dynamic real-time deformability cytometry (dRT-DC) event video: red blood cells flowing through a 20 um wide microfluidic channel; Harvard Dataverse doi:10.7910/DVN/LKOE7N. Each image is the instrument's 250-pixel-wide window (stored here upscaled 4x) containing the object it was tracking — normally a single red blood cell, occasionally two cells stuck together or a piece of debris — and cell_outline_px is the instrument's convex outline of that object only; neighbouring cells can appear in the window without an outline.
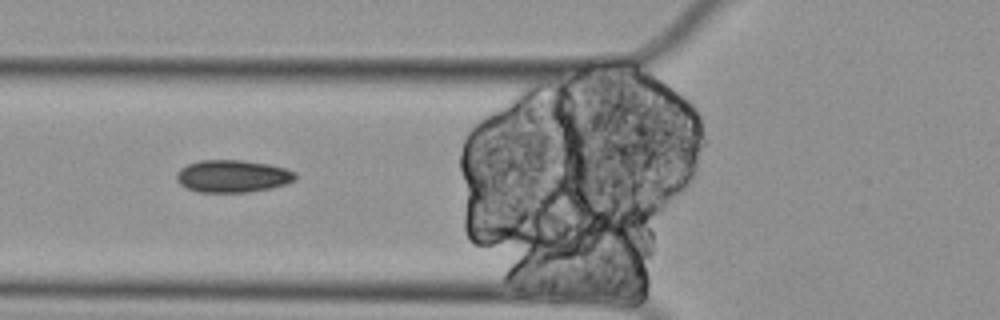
{"species": "Egyptian fruit bat (a non-hibernating species)", "species_latin": "Rousettus aegyptiacus", "temperature_condition": "cold", "stored_images_in_passage": 10, "segment_of_instrument_passage": [1, 2], "camera_frame_rate_fps": 3000, "um_per_image_px": 0.085, "animal": {"sex": "female"}, "frame": {"image": 1, "passage_image": 6, "time_ms": 1.667, "image_size_px": [1000, 320], "cell_outline_px": [[296, 180], [288, 184], [272, 188], [248, 192], [200, 192], [188, 188], [180, 184], [176, 180], [176, 172], [180, 168], [188, 164], [200, 160], [244, 160], [268, 164], [284, 168], [296, 172]], "centroid_in_image_um": [19.79, 14.97], "position_along_channel_um": 106.0, "area_um2": 22.6}}
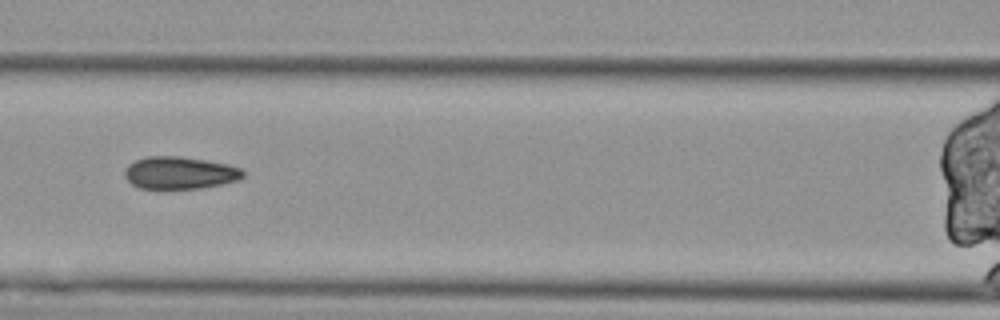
{"frame": {"image": 2, "passage_image": 7, "time_ms": 2.0, "image_size_px": [1000, 320], "cell_outline_px": [[244, 176], [236, 180], [220, 184], [200, 188], [140, 188], [132, 184], [124, 176], [124, 168], [128, 164], [136, 160], [148, 156], [180, 156], [228, 164], [240, 168], [244, 172]], "centroid_in_image_um": [15.24, 14.68], "position_along_channel_um": 151.4, "area_um2": 22.14}}
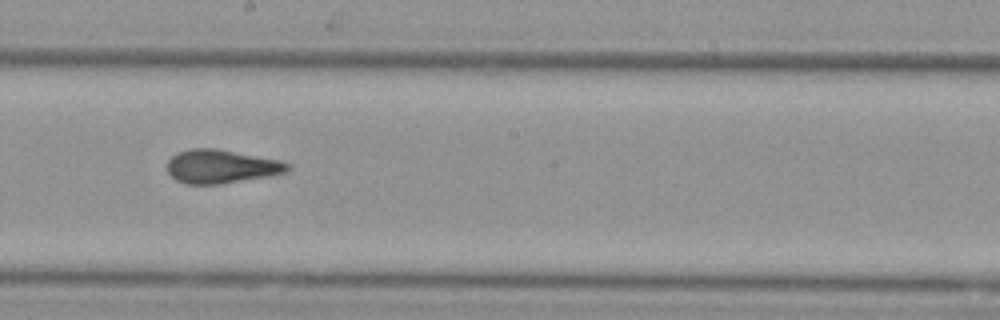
{"frame": {"image": 3, "passage_image": 9, "time_ms": 2.667, "image_size_px": [1000, 320], "cell_outline_px": [[288, 172], [268, 176], [220, 184], [184, 184], [176, 180], [168, 172], [168, 160], [176, 152], [192, 148], [216, 148], [280, 160], [288, 164]], "centroid_in_image_um": [18.77, 14.14], "position_along_channel_um": 229.4, "area_um2": 23.52}}